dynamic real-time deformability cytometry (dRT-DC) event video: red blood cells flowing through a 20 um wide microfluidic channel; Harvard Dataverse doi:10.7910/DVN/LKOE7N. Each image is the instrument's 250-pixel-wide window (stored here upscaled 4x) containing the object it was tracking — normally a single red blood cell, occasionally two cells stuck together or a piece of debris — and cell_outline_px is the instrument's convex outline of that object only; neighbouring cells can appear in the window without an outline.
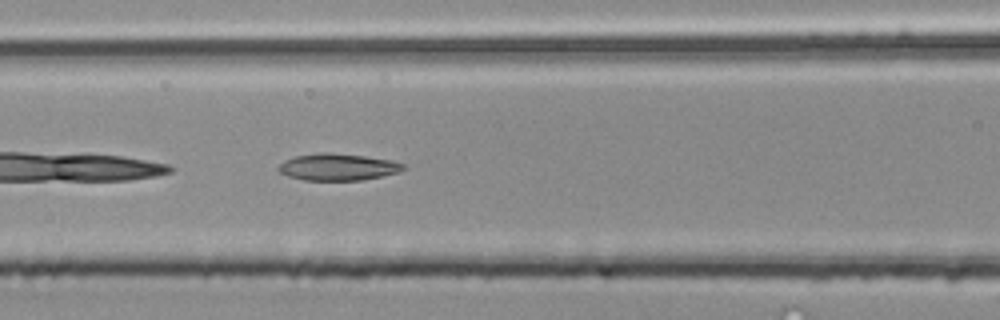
{"species": "common noctule bat (a hibernating species)", "species_latin": "Nyctalus noctula", "temperature_condition": "room temperature", "stored_images_in_passage": 31, "camera_frame_rate_fps": 3000, "um_per_image_px": 0.085, "animal": {"sex": "male", "body_mass_g": 20.4}, "frame": {"image": 1, "passage_image": 6, "time_ms": 1.667, "image_size_px": [1000, 320], "cell_outline_px": [[404, 168], [400, 172], [364, 180], [304, 180], [288, 176], [280, 172], [280, 164], [284, 160], [296, 156], [320, 152], [332, 152], [364, 156], [392, 160], [404, 164]], "centroid_in_image_um": [28.74, 14.19], "position_along_channel_um": 137.9, "area_um2": 19.48}}
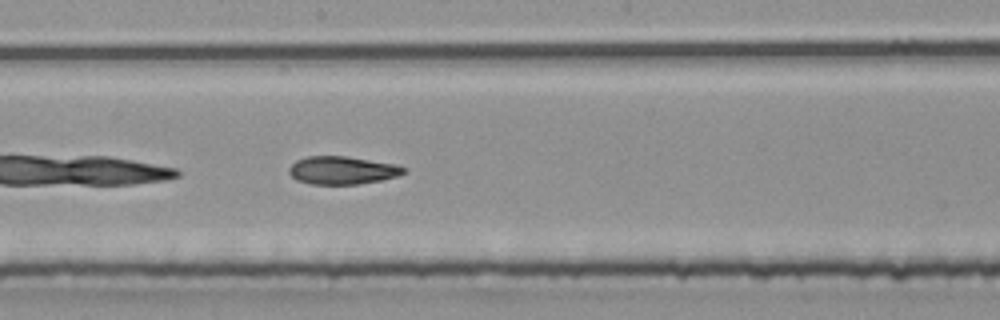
{"frame": {"image": 2, "passage_image": 12, "time_ms": 3.667, "image_size_px": [1000, 320], "cell_outline_px": [[408, 172], [396, 176], [380, 180], [360, 184], [312, 184], [296, 180], [288, 172], [288, 168], [296, 160], [308, 156], [348, 156], [392, 164], [408, 168]], "centroid_in_image_um": [29.08, 14.47], "position_along_channel_um": 219.1, "area_um2": 18.67}}
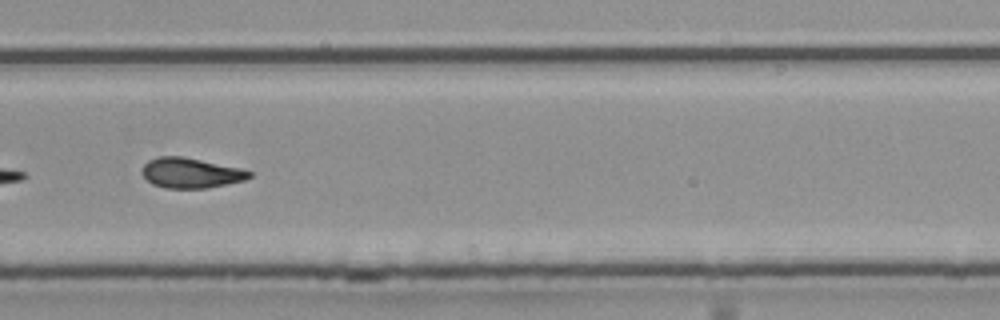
{"frame": {"image": 3, "passage_image": 19, "time_ms": 6.0, "image_size_px": [1000, 320], "cell_outline_px": [[252, 176], [244, 180], [208, 188], [164, 188], [152, 184], [140, 172], [144, 164], [148, 160], [156, 156], [184, 156], [240, 168], [252, 172]], "centroid_in_image_um": [16.18, 14.69], "position_along_channel_um": 313.6, "area_um2": 18.96}, "authors_computed_cell_mechanics": {"area_um2": 19.0162, "velocity_mm_per_s": 4.0782, "shape_relaxation_time_tau1_ms": null, "shape_relaxation_time_tau2_ms": 6.0504, "deformation_change_tau1": null, "deformation_change_tau2": 0.1331}}